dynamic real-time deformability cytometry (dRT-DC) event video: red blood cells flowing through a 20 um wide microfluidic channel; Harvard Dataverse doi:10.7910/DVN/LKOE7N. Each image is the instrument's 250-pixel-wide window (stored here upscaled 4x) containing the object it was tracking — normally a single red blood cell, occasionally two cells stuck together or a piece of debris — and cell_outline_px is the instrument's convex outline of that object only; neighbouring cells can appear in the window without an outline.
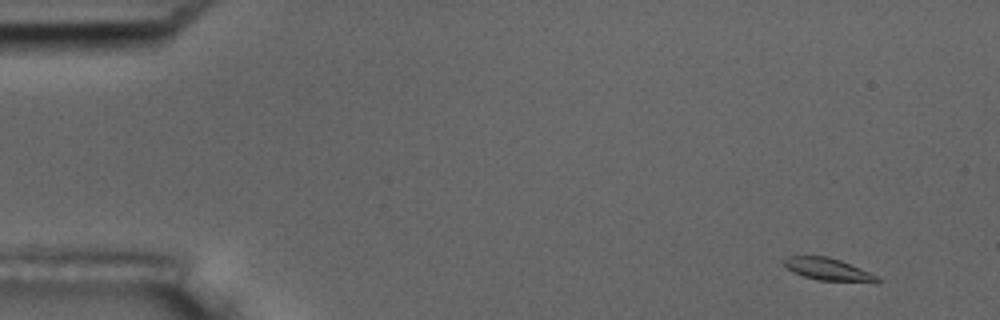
{"species": "common noctule bat (a hibernating species)", "species_latin": "Nyctalus noctula", "temperature_condition": "room temperature", "stored_images_in_passage": 5, "camera_frame_rate_fps": 3000, "um_per_image_px": 0.085, "animal": {"sex": "male", "body_mass_g": 17.5, "forearm_length_mm": 52.3}, "frame": {"image": 1, "passage_image": 1, "time_ms": 0.0, "image_size_px": [1000, 320], "cell_outline_px": [[880, 280], [876, 284], [816, 280], [792, 272], [784, 264], [784, 260], [788, 256], [828, 256], [840, 260], [860, 268], [876, 276]], "centroid_in_image_um": [70.43, 22.92], "position_along_channel_um": 14.6, "area_um2": 12.31}}